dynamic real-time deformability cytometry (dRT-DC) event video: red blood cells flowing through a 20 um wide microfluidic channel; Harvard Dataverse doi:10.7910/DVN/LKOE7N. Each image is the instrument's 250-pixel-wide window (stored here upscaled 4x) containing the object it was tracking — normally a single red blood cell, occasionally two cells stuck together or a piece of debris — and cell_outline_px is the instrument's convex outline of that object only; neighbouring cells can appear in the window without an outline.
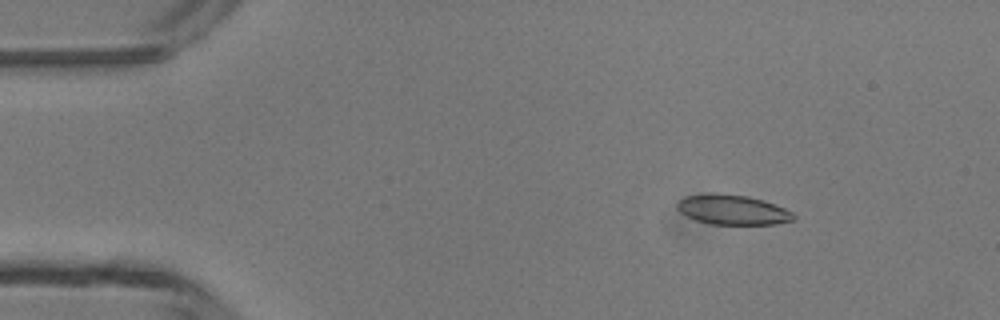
{"species": "common noctule bat (a hibernating species)", "species_latin": "Nyctalus noctula", "temperature_condition": "room temperature", "stored_images_in_passage": 44, "camera_frame_rate_fps": 3000, "um_per_image_px": 0.085, "animal": {"sex": "male", "body_mass_g": 13.3}, "frame": {"image": 1, "passage_image": 4, "time_ms": 1.0, "image_size_px": [1000, 320], "cell_outline_px": [[796, 216], [792, 220], [776, 224], [712, 224], [696, 220], [680, 212], [676, 208], [676, 204], [684, 196], [748, 196], [764, 200], [784, 208], [792, 212]], "centroid_in_image_um": [62.32, 17.87], "position_along_channel_um": 22.7, "area_um2": 19.36}}
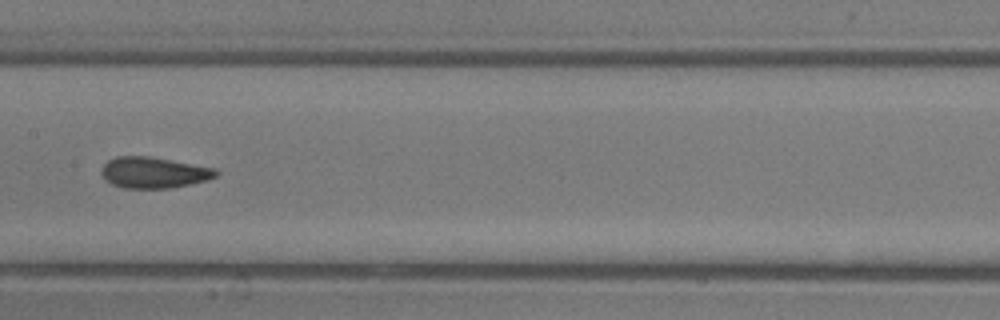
{"frame": {"image": 2, "passage_image": 21, "time_ms": 6.667, "image_size_px": [1000, 320], "cell_outline_px": [[220, 172], [216, 176], [204, 180], [172, 188], [124, 188], [112, 184], [100, 172], [104, 164], [108, 160], [116, 156], [152, 156], [216, 168]], "centroid_in_image_um": [13.08, 14.65], "position_along_channel_um": 194.3, "area_um2": 20.69}}
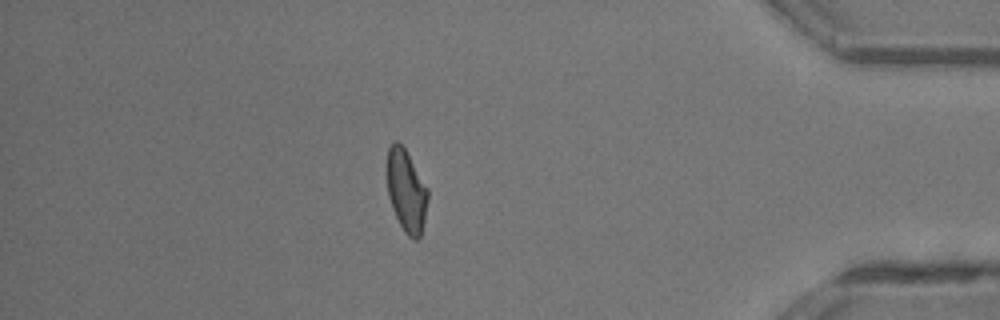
{"frame": {"image": 3, "passage_image": 38, "time_ms": 12.333, "image_size_px": [1000, 320], "cell_outline_px": [[428, 200], [424, 220], [420, 236], [416, 240], [412, 240], [404, 232], [392, 208], [388, 196], [388, 148], [396, 140], [404, 148], [428, 188]], "centroid_in_image_um": [34.55, 16.26], "position_along_channel_um": 400.6, "area_um2": 19.25}, "authors_computed_cell_mechanics": {"area_um2": 20.4612, "velocity_mm_per_s": 4.3886, "shape_relaxation_time_tau1_ms": 6.3531, "shape_relaxation_time_tau2_ms": 1.1662, "deformation_change_tau1": 0.1626, "deformation_change_tau2": 0.0708}}